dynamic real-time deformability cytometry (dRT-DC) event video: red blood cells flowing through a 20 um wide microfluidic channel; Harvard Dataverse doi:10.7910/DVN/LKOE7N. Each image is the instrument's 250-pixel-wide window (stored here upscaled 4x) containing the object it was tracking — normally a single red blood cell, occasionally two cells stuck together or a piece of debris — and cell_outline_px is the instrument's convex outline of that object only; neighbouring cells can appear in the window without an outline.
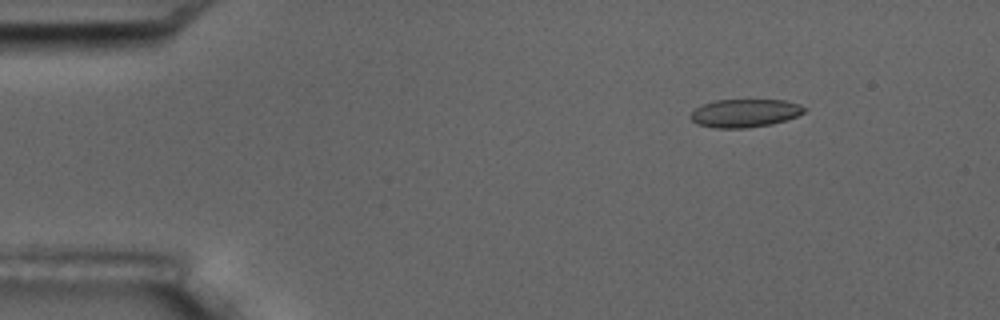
{"species": "common noctule bat (a hibernating species)", "species_latin": "Nyctalus noctula", "temperature_condition": "room temperature", "stored_images_in_passage": 7, "camera_frame_rate_fps": 3000, "um_per_image_px": 0.085, "animal": {"sex": "male", "body_mass_g": 17.5, "forearm_length_mm": 52.3}, "frame": {"image": 1, "passage_image": 3, "time_ms": 2.333, "image_size_px": [1000, 320], "cell_outline_px": [[804, 112], [796, 116], [772, 124], [744, 128], [716, 128], [696, 124], [688, 116], [696, 108], [704, 104], [716, 100], [784, 100], [800, 104], [804, 108]], "centroid_in_image_um": [63.28, 9.62], "position_along_channel_um": 21.7, "area_um2": 18.5}}
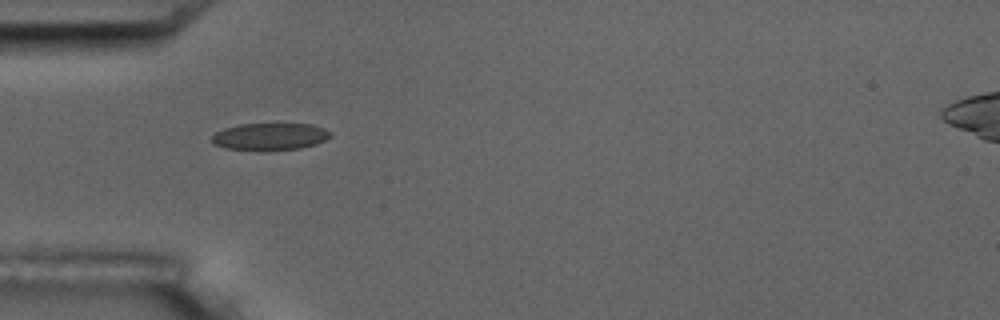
{"frame": {"image": 2, "passage_image": 6, "time_ms": 5.667, "image_size_px": [1000, 320], "cell_outline_px": [[332, 136], [316, 144], [300, 148], [260, 152], [224, 148], [212, 144], [208, 140], [216, 132], [224, 128], [240, 124], [312, 124], [324, 128], [332, 132]], "centroid_in_image_um": [22.9, 11.63], "position_along_channel_um": 62.1, "area_um2": 19.31}}